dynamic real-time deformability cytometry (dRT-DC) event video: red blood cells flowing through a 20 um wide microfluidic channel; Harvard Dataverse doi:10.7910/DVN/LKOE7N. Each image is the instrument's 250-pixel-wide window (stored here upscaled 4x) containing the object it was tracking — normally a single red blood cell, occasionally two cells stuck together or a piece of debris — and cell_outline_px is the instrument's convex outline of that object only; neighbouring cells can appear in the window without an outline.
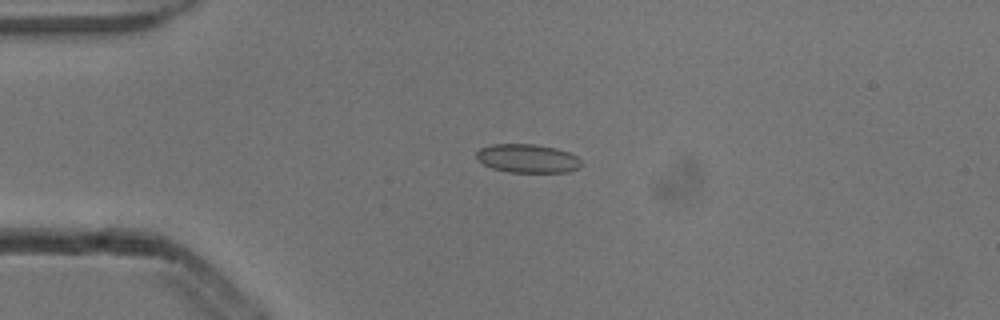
{"species": "common noctule bat (a hibernating species)", "species_latin": "Nyctalus noctula", "temperature_condition": "cold", "stored_images_in_passage": 5, "camera_frame_rate_fps": 3000, "um_per_image_px": 0.085, "animal": {"sex": "male", "body_mass_g": 13.3}, "frame": {"image": 1, "passage_image": 3, "time_ms": 0.667, "image_size_px": [1000, 320], "cell_outline_px": [[580, 168], [568, 172], [508, 172], [492, 168], [476, 160], [476, 152], [480, 148], [492, 144], [536, 144], [556, 148], [568, 152], [576, 156], [580, 160]], "centroid_in_image_um": [44.82, 13.47], "position_along_channel_um": 40.2, "area_um2": 17.57}}
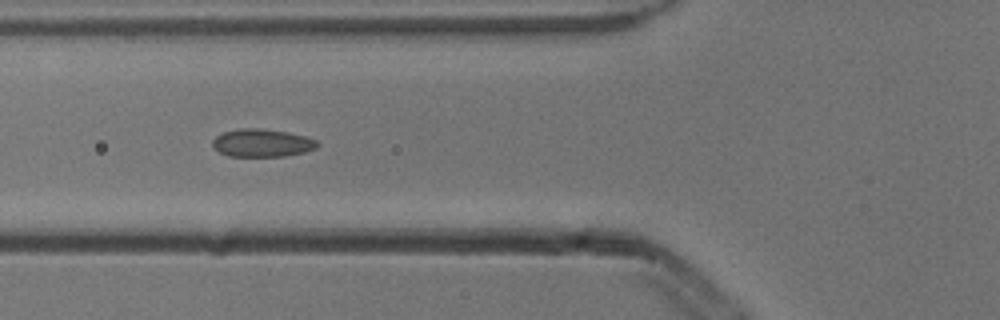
{"frame": {"image": 2, "passage_image": 5, "time_ms": 1.333, "image_size_px": [1000, 320], "cell_outline_px": [[320, 144], [316, 148], [304, 152], [284, 156], [228, 156], [212, 148], [212, 140], [216, 136], [224, 132], [240, 128], [256, 128], [288, 132], [304, 136], [316, 140]], "centroid_in_image_um": [22.25, 12.15], "position_along_channel_um": 103.5, "area_um2": 16.99}}